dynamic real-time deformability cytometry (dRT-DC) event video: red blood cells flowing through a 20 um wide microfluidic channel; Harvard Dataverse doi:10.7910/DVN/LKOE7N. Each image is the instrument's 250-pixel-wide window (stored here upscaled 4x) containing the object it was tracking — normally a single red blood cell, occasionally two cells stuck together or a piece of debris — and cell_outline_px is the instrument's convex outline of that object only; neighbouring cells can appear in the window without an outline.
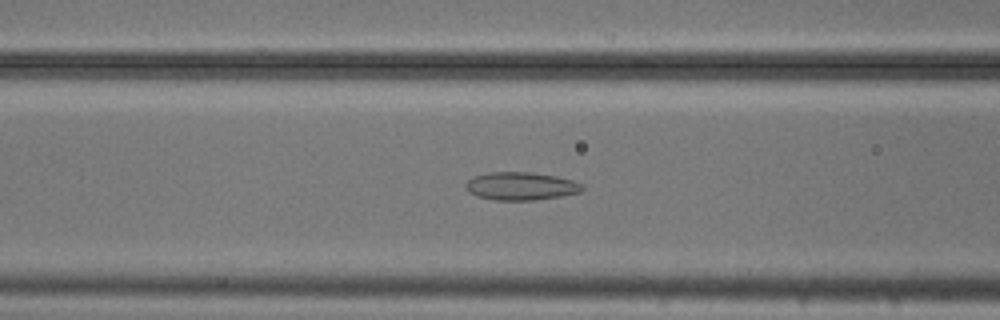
{"species": "common noctule bat (a hibernating species)", "species_latin": "Nyctalus noctula", "temperature_condition": "cold", "stored_images_in_passage": 53, "camera_frame_rate_fps": 3000, "um_per_image_px": 0.085, "animal": {"sex": "male", "body_mass_g": 20.5, "forearm_length_mm": 52.5}, "frame": {"image": 1, "passage_image": 21, "time_ms": 6.667, "image_size_px": [1000, 320], "cell_outline_px": [[584, 188], [580, 192], [560, 196], [536, 200], [492, 200], [476, 196], [468, 192], [464, 188], [464, 184], [472, 176], [488, 172], [532, 172], [556, 176], [572, 180], [584, 184]], "centroid_in_image_um": [44.23, 15.82], "position_along_channel_um": 122.4, "area_um2": 19.31}}
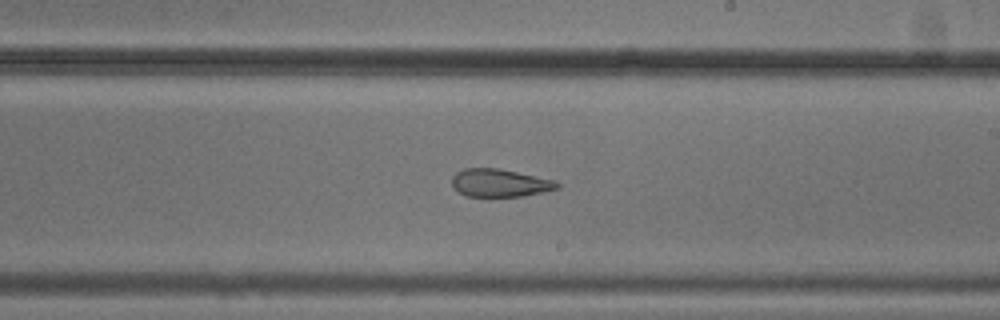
{"frame": {"image": 2, "passage_image": 31, "time_ms": 10.0, "image_size_px": [1000, 320], "cell_outline_px": [[560, 188], [544, 192], [524, 196], [468, 196], [460, 192], [452, 184], [452, 176], [456, 172], [464, 168], [500, 168], [556, 180], [560, 184]], "centroid_in_image_um": [42.54, 15.54], "position_along_channel_um": 246.5, "area_um2": 17.17}}
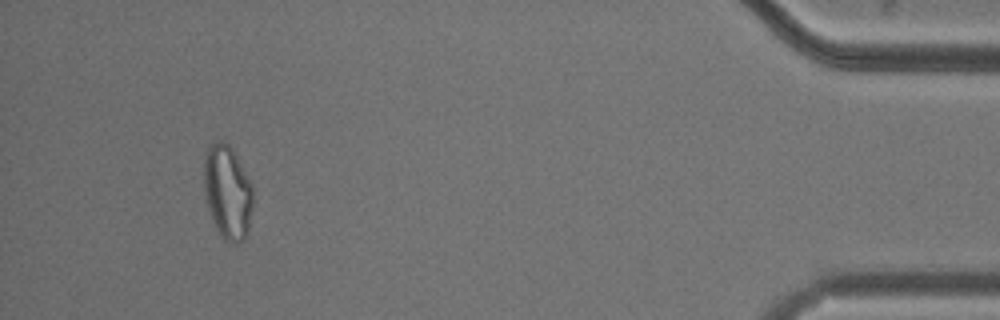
{"frame": {"image": 3, "passage_image": 50, "time_ms": 16.333, "image_size_px": [1000, 320], "cell_outline_px": [[252, 208], [248, 232], [244, 240], [236, 244], [232, 244], [224, 240], [216, 228], [212, 220], [208, 208], [204, 192], [204, 152], [216, 140], [224, 140], [232, 148], [252, 184]], "centroid_in_image_um": [19.33, 16.33], "position_along_channel_um": 415.9, "area_um2": 27.11}, "authors_computed_cell_mechanics": {"area_um2": 23.987, "velocity_mm_per_s": 3.7246, "shape_relaxation_time_tau1_ms": null, "shape_relaxation_time_tau2_ms": 2.2929, "deformation_change_tau1": null, "deformation_change_tau2": 0.0814}}